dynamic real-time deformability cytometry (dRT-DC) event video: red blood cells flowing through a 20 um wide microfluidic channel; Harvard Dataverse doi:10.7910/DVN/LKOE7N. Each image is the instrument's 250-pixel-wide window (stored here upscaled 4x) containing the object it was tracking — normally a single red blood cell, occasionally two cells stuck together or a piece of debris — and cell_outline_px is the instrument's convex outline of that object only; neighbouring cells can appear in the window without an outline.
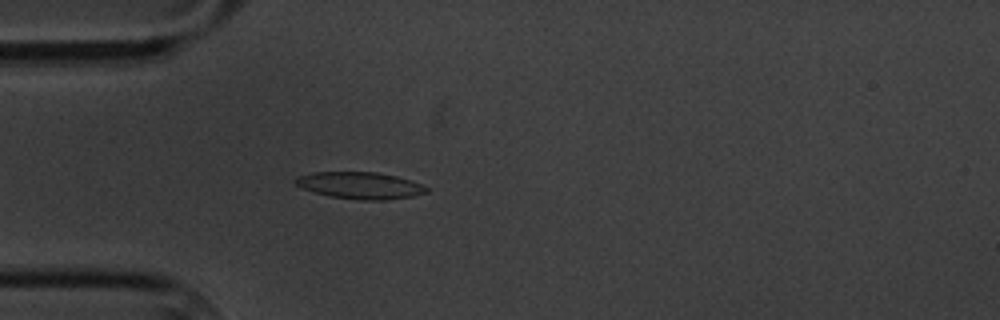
{"species": "common noctule bat (a hibernating species)", "species_latin": "Nyctalus noctula", "temperature_condition": "cold", "stored_images_in_passage": 59, "camera_frame_rate_fps": 3000, "um_per_image_px": 0.085, "animal": {"sex": "male", "body_mass_g": 20.1, "forearm_length_mm": 53.5}, "frame": {"image": 1, "passage_image": 17, "time_ms": 5.333, "image_size_px": [1000, 320], "cell_outline_px": [[428, 192], [412, 196], [384, 200], [360, 200], [328, 196], [304, 188], [296, 184], [292, 180], [300, 176], [312, 172], [376, 172], [396, 176], [420, 184], [428, 188]], "centroid_in_image_um": [30.6, 15.76], "position_along_channel_um": 54.4, "area_um2": 20.23}}
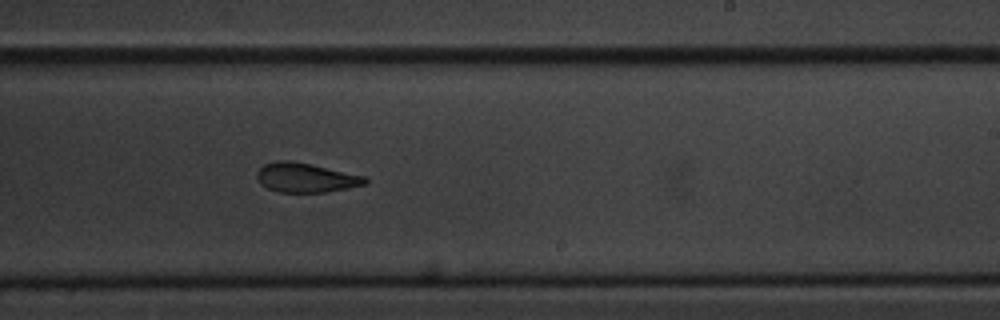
{"frame": {"image": 2, "passage_image": 36, "time_ms": 11.667, "image_size_px": [1000, 320], "cell_outline_px": [[368, 184], [348, 188], [324, 192], [280, 192], [268, 188], [260, 184], [256, 176], [256, 172], [264, 164], [276, 160], [288, 160], [312, 164], [364, 176], [368, 180]], "centroid_in_image_um": [25.98, 15.09], "position_along_channel_um": 263.0, "area_um2": 18.55}}
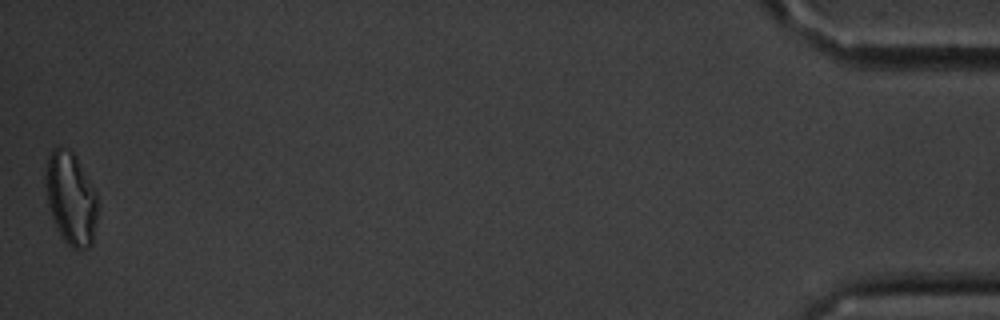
{"frame": {"image": 3, "passage_image": 59, "time_ms": 19.333, "image_size_px": [1000, 320], "cell_outline_px": [[100, 204], [92, 244], [88, 248], [72, 248], [60, 236], [52, 216], [48, 204], [44, 184], [44, 176], [48, 156], [52, 148], [60, 144], [68, 148], [76, 156], [96, 192]], "centroid_in_image_um": [6.03, 16.83], "position_along_channel_um": 429.2, "area_um2": 28.73}, "authors_computed_cell_mechanics": {"area_um2": 19.5364, "velocity_mm_per_s": 3.3769, "shape_relaxation_time_tau1_ms": 2.809, "shape_relaxation_time_tau2_ms": 3.5922, "deformation_change_tau1": 0.1208, "deformation_change_tau2": 0.1107}}